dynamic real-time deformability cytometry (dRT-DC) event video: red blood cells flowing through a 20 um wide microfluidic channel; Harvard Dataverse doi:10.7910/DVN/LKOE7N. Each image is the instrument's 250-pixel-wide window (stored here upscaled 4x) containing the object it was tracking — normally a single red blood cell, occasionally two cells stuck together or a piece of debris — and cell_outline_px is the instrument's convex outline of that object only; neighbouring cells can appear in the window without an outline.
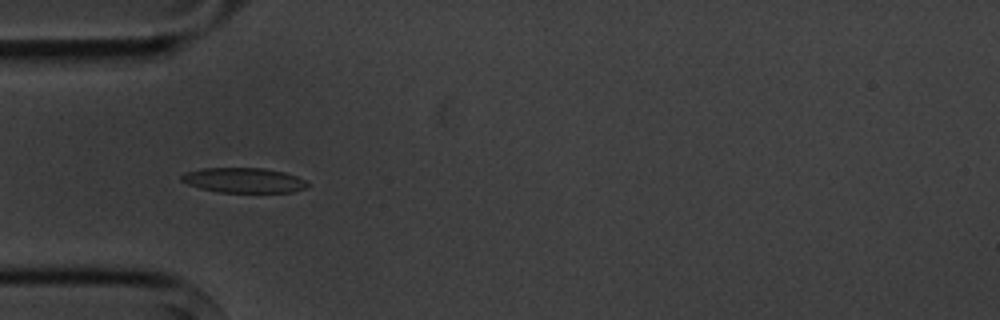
{"species": "common noctule bat (a hibernating species)", "species_latin": "Nyctalus noctula", "temperature_condition": "cold", "stored_images_in_passage": 5, "camera_frame_rate_fps": 3000, "um_per_image_px": 0.085, "animal": {"sex": "male", "body_mass_g": 20.1, "forearm_length_mm": 53.5}, "frame": {"image": 1, "passage_image": 4, "time_ms": 3.667, "image_size_px": [1000, 320], "cell_outline_px": [[308, 188], [292, 192], [216, 192], [200, 188], [188, 184], [180, 180], [180, 176], [184, 172], [200, 168], [264, 168], [284, 172], [308, 180]], "centroid_in_image_um": [20.72, 15.32], "position_along_channel_um": 64.3, "area_um2": 18.55}}
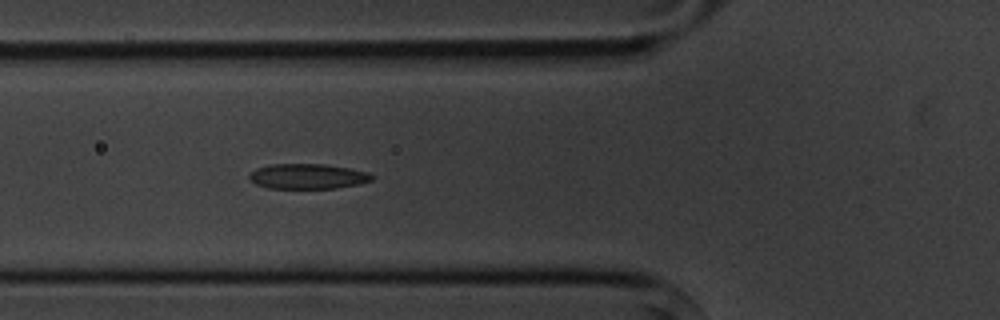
{"frame": {"image": 2, "passage_image": 5, "time_ms": 4.667, "image_size_px": [1000, 320], "cell_outline_px": [[372, 180], [360, 184], [336, 188], [268, 188], [256, 184], [248, 176], [256, 168], [268, 164], [324, 164], [348, 168], [368, 172], [372, 176]], "centroid_in_image_um": [26.15, 14.98], "position_along_channel_um": 99.7, "area_um2": 17.86}}